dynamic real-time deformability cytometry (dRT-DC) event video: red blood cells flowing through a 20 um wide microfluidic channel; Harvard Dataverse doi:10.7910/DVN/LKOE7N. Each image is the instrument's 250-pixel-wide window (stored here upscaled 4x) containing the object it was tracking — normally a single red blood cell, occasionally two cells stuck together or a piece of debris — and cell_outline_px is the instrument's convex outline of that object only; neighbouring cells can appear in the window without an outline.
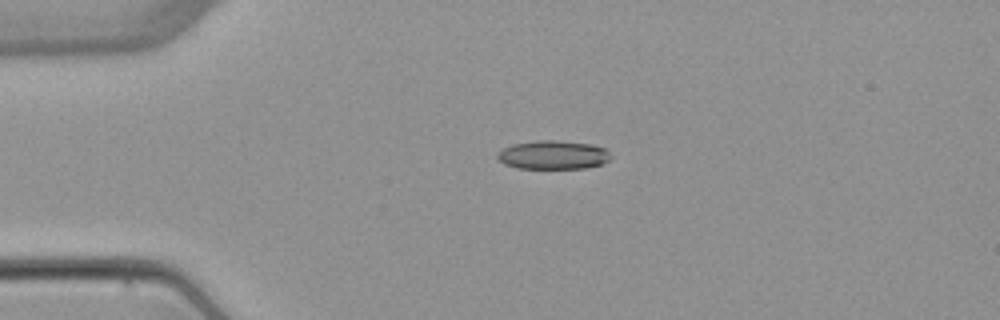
{"species": "common noctule bat (a hibernating species)", "species_latin": "Nyctalus noctula", "temperature_condition": "warm", "stored_images_in_passage": 3, "camera_frame_rate_fps": 3000, "um_per_image_px": 0.085, "animal": {"sex": "female", "body_mass_g": 22.7, "forearm_length_mm": 54.2}, "frame": {"image": 1, "passage_image": 2, "time_ms": 2.0, "image_size_px": [1000, 320], "cell_outline_px": [[612, 156], [608, 160], [600, 164], [584, 168], [516, 168], [504, 164], [496, 156], [496, 152], [512, 144], [536, 140], [556, 140], [592, 144], [604, 148]], "centroid_in_image_um": [46.98, 13.16], "position_along_channel_um": 38.0, "area_um2": 18.96}}